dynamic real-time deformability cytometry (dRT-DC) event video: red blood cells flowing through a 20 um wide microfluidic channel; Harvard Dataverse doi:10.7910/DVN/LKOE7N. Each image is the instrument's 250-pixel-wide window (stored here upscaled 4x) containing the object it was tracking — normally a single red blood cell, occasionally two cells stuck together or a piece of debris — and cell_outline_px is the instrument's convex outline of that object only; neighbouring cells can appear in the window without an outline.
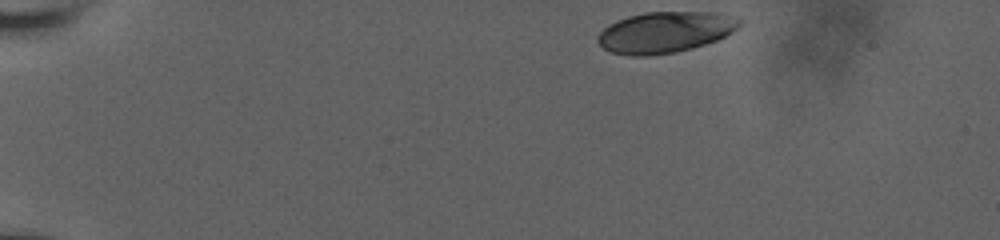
{"species": "human", "species_latin": "Homo sapiens", "temperature_condition": "room temperature", "stored_images_in_passage": 40, "camera_frame_rate_fps": 3000, "um_per_image_px": 0.085, "donor": {"sex": "male"}, "frame": {"image": 1, "passage_image": 1, "time_ms": 0.0, "image_size_px": [1000, 240], "cell_outline_px": [[744, 20], [732, 32], [716, 40], [692, 48], [676, 52], [648, 56], [628, 56], [608, 52], [596, 40], [596, 36], [608, 24], [616, 20], [628, 16], [644, 12], [720, 12], [740, 16]], "centroid_in_image_um": [56.54, 2.73], "position_along_channel_um": 28.5, "area_um2": 34.45}}
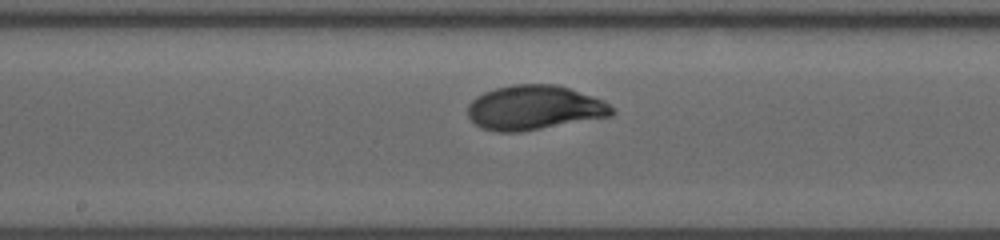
{"frame": {"image": 2, "passage_image": 23, "time_ms": 7.333, "image_size_px": [1000, 240], "cell_outline_px": [[616, 112], [612, 116], [520, 132], [496, 132], [480, 128], [468, 116], [468, 104], [476, 96], [484, 92], [496, 88], [512, 84], [556, 84], [604, 100], [616, 108]], "centroid_in_image_um": [45.43, 9.16], "position_along_channel_um": 202.8, "area_um2": 37.63}}
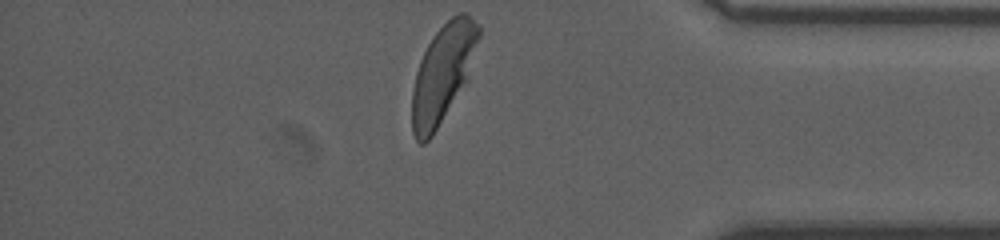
{"frame": {"image": 3, "passage_image": 40, "time_ms": 13.0, "image_size_px": [1000, 240], "cell_outline_px": [[480, 36], [464, 80], [432, 136], [424, 144], [420, 144], [416, 140], [412, 132], [412, 88], [416, 72], [420, 60], [432, 36], [452, 16], [460, 12], [464, 12], [480, 28]], "centroid_in_image_um": [37.57, 6.23], "position_along_channel_um": 397.6, "area_um2": 36.36}, "authors_computed_cell_mechanics": {"area_um2": 36.7319, "velocity_mm_per_s": 3.7853, "shape_relaxation_time_tau1_ms": 3.4569, "shape_relaxation_time_tau2_ms": null, "deformation_change_tau1": 0.1675, "deformation_change_tau2": null}}